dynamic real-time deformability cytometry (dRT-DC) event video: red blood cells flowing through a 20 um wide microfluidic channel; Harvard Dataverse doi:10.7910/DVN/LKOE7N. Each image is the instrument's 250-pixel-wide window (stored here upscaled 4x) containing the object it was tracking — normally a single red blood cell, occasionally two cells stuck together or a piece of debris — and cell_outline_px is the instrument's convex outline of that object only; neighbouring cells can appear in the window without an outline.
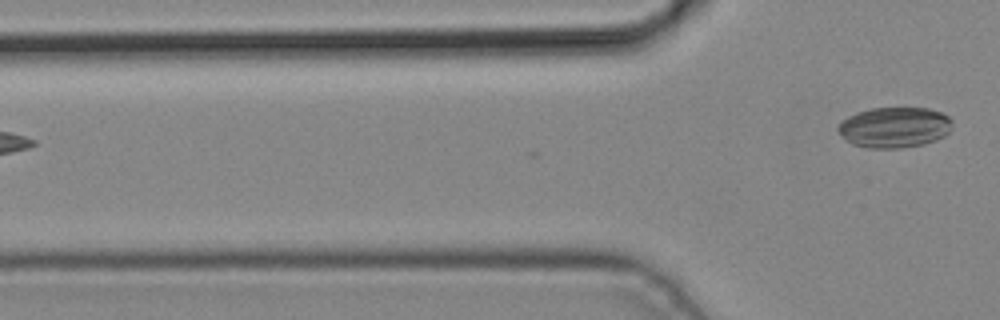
{"species": "common noctule bat (a hibernating species)", "species_latin": "Nyctalus noctula", "temperature_condition": "cold", "stored_images_in_passage": 2, "camera_frame_rate_fps": 3000, "um_per_image_px": 0.085, "animal": {"sex": "male", "body_mass_g": 19.2, "forearm_length_mm": 51.8}, "frame": {"image": 1, "passage_image": 2, "time_ms": 0.333, "image_size_px": [1000, 320], "cell_outline_px": [[952, 128], [944, 136], [936, 140], [924, 144], [904, 148], [868, 148], [852, 144], [844, 140], [840, 136], [836, 128], [840, 120], [856, 112], [872, 108], [928, 108], [944, 112], [952, 120]], "centroid_in_image_um": [76.0, 10.82], "position_along_channel_um": 49.8, "area_um2": 27.57}}